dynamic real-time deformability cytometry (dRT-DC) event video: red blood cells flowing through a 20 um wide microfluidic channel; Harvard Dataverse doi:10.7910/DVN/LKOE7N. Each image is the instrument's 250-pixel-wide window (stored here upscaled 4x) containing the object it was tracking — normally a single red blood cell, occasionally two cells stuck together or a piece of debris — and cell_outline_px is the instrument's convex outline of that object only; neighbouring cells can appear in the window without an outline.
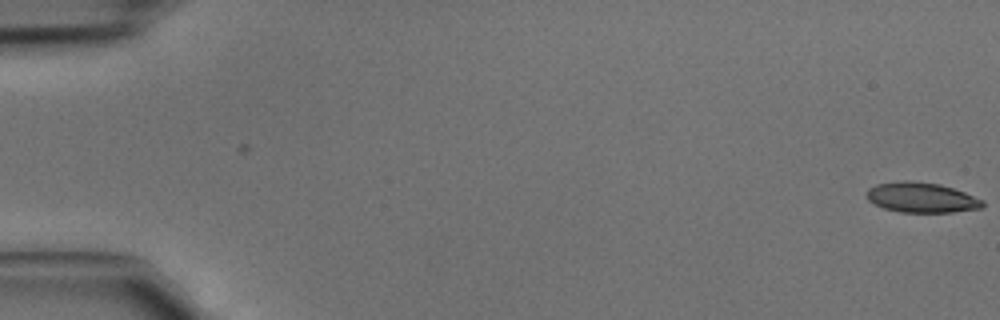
{"species": "common noctule bat (a hibernating species)", "species_latin": "Nyctalus noctula", "temperature_condition": "cold", "stored_images_in_passage": 5, "camera_frame_rate_fps": 3000, "um_per_image_px": 0.085, "animal": {"sex": "male", "body_mass_g": 15.6}, "frame": {"image": 1, "passage_image": 5, "time_ms": 1.333, "image_size_px": [1000, 320], "cell_outline_px": [[984, 208], [952, 212], [900, 212], [884, 208], [868, 200], [864, 192], [868, 188], [876, 184], [900, 180], [908, 180], [940, 184], [964, 192], [984, 200]], "centroid_in_image_um": [78.31, 16.78], "position_along_channel_um": 6.7, "area_um2": 20.52}}